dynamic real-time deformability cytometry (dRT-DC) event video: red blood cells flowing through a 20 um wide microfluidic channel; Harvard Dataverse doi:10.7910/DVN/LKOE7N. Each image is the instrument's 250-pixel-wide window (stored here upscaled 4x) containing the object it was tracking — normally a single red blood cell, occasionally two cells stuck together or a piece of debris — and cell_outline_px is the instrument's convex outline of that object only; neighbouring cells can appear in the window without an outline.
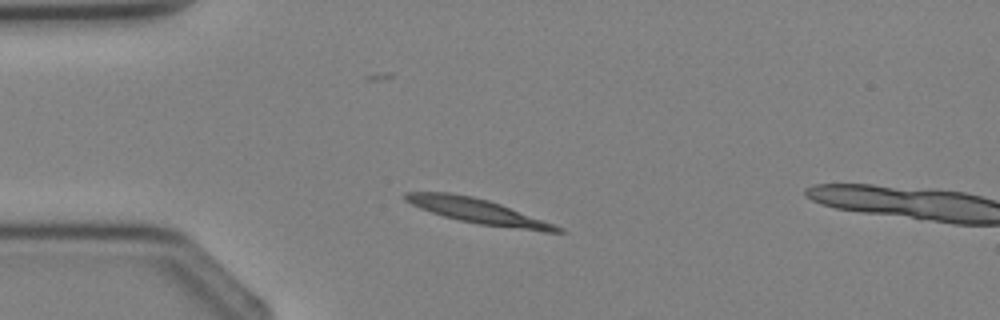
{"species": "Egyptian fruit bat (a non-hibernating species)", "species_latin": "Rousettus aegyptiacus", "temperature_condition": "cold", "stored_images_in_passage": 2, "camera_frame_rate_fps": 3000, "um_per_image_px": 0.085, "animal": {"sex": "female"}, "frame": {"image": 1, "passage_image": 1, "time_ms": 0.0, "image_size_px": [1000, 320], "cell_outline_px": [[564, 232], [544, 232], [480, 224], [460, 220], [444, 216], [420, 208], [404, 200], [404, 192], [448, 192], [472, 196], [488, 200], [500, 204], [564, 228]], "centroid_in_image_um": [40.62, 17.94], "position_along_channel_um": 44.4, "area_um2": 21.62}}